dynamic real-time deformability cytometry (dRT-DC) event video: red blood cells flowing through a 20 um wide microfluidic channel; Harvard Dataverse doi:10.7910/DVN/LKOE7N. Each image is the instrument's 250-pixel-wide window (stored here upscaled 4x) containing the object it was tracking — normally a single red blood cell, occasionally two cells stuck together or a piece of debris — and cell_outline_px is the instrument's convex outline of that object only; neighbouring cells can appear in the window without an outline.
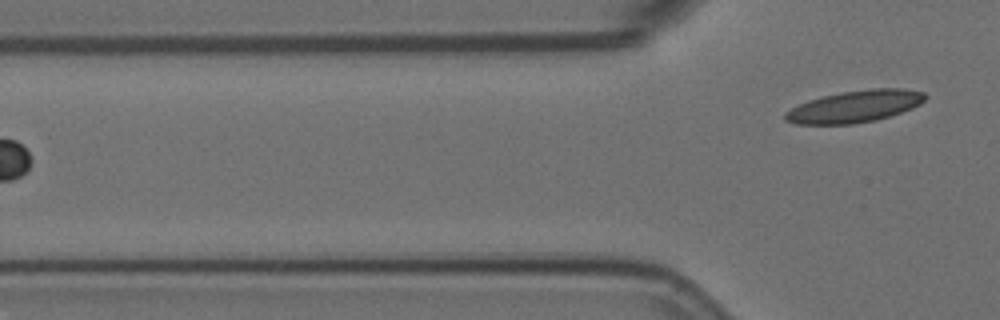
{"species": "Egyptian fruit bat (a non-hibernating species)", "species_latin": "Rousettus aegyptiacus", "temperature_condition": "room temperature", "stored_images_in_passage": 7, "camera_frame_rate_fps": 3000, "um_per_image_px": 0.085, "animal": {"sex": "female"}, "frame": {"image": 1, "passage_image": 7, "time_ms": 2.0, "image_size_px": [1000, 320], "cell_outline_px": [[928, 96], [920, 104], [912, 108], [876, 120], [852, 124], [796, 124], [784, 120], [784, 112], [808, 100], [840, 92], [872, 88], [904, 88], [924, 92]], "centroid_in_image_um": [72.66, 9.04], "position_along_channel_um": 53.1, "area_um2": 26.01}}